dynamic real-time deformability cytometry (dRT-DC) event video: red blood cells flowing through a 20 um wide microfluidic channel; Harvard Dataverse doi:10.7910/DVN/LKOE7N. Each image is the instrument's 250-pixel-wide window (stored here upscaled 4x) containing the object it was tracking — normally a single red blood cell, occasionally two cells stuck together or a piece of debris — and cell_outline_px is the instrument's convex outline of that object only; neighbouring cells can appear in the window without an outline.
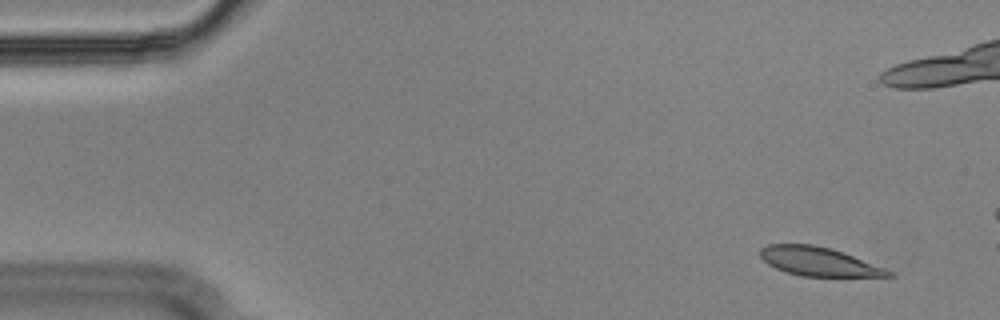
{"species": "Egyptian fruit bat (a non-hibernating species)", "species_latin": "Rousettus aegyptiacus", "temperature_condition": "cold", "stored_images_in_passage": 14, "camera_frame_rate_fps": 3000, "um_per_image_px": 0.085, "animal": {"sex": "male"}, "frame": {"image": 1, "passage_image": 3, "time_ms": 0.667, "image_size_px": [1000, 320], "cell_outline_px": [[896, 276], [804, 276], [788, 272], [776, 268], [768, 264], [760, 256], [760, 248], [768, 244], [812, 244], [832, 248], [844, 252], [884, 268], [892, 272]], "centroid_in_image_um": [69.57, 22.21], "position_along_channel_um": 15.4, "area_um2": 21.27}}